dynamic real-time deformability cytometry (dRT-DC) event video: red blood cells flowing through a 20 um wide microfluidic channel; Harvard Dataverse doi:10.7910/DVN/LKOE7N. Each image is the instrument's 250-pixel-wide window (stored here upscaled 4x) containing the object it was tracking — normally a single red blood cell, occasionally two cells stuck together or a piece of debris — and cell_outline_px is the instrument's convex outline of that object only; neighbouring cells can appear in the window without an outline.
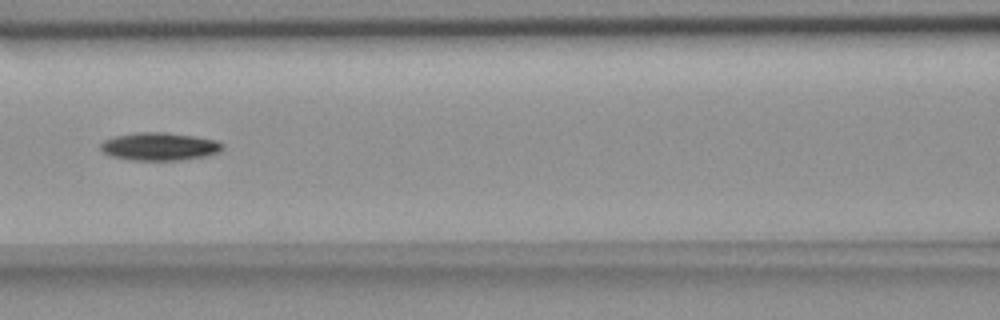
{"species": "common noctule bat (a hibernating species)", "species_latin": "Nyctalus noctula", "temperature_condition": "room temperature", "stored_images_in_passage": 6, "camera_frame_rate_fps": 3000, "um_per_image_px": 0.085, "animal": {"sex": "female", "body_mass_g": 18.4}, "frame": {"image": 1, "passage_image": 6, "time_ms": 6.0, "image_size_px": [1000, 320], "cell_outline_px": [[224, 148], [216, 152], [204, 156], [180, 160], [132, 160], [112, 156], [104, 152], [100, 148], [100, 144], [104, 140], [116, 136], [136, 132], [164, 132], [192, 136], [216, 140], [224, 144]], "centroid_in_image_um": [13.54, 12.45], "position_along_channel_um": 153.1, "area_um2": 19.59}}